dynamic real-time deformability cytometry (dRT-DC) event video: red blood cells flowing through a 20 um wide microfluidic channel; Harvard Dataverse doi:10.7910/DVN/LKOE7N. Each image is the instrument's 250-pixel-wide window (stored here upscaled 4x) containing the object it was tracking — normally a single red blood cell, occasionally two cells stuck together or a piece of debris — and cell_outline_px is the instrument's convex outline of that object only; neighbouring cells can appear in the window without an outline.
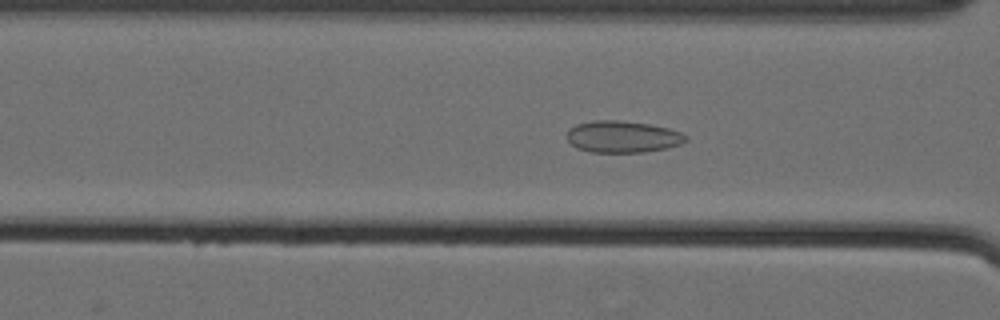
{"species": "Egyptian fruit bat (a non-hibernating species)", "species_latin": "Rousettus aegyptiacus", "temperature_condition": "cold", "stored_images_in_passage": 43, "camera_frame_rate_fps": 3000, "um_per_image_px": 0.085, "animal": {"sex": "female"}, "frame": {"image": 1, "passage_image": 10, "time_ms": 3.0, "image_size_px": [1000, 320], "cell_outline_px": [[688, 140], [680, 144], [668, 148], [644, 152], [588, 152], [576, 148], [564, 136], [568, 128], [576, 124], [592, 120], [616, 120], [648, 124], [668, 128], [680, 132], [688, 136]], "centroid_in_image_um": [52.88, 11.62], "position_along_channel_um": 113.7, "area_um2": 22.25}}
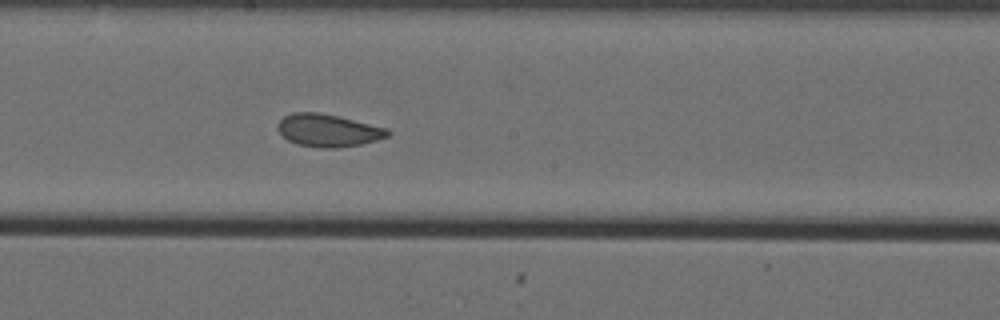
{"frame": {"image": 2, "passage_image": 19, "time_ms": 6.0, "image_size_px": [1000, 320], "cell_outline_px": [[392, 132], [388, 136], [376, 140], [360, 144], [336, 148], [320, 148], [296, 144], [288, 140], [276, 128], [276, 124], [284, 116], [292, 112], [316, 112], [336, 116], [388, 128]], "centroid_in_image_um": [27.87, 11.09], "position_along_channel_um": 220.3, "area_um2": 20.81}}
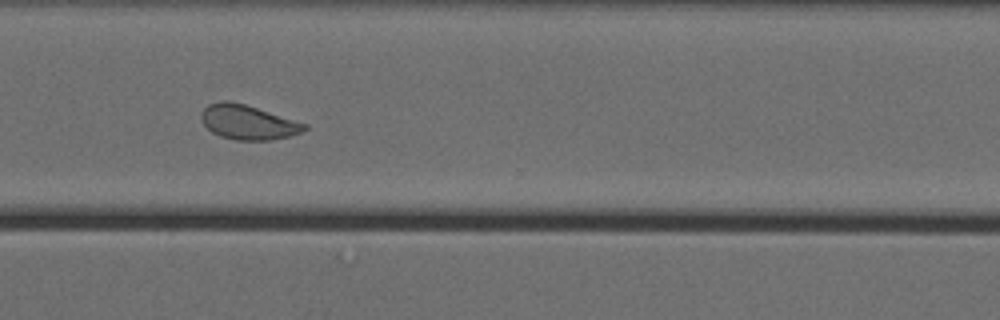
{"frame": {"image": 3, "passage_image": 30, "time_ms": 9.667, "image_size_px": [1000, 320], "cell_outline_px": [[308, 128], [300, 132], [288, 136], [272, 140], [236, 140], [220, 136], [212, 132], [200, 120], [200, 112], [208, 104], [220, 100], [228, 100], [244, 104], [308, 124]], "centroid_in_image_um": [21.04, 10.38], "position_along_channel_um": 349.6, "area_um2": 20.75}, "authors_computed_cell_mechanics": {"area_um2": 21.0392, "velocity_mm_per_s": 3.5373, "shape_relaxation_time_tau1_ms": null, "shape_relaxation_time_tau2_ms": 1.2642, "deformation_change_tau1": null, "deformation_change_tau2": 0.0621}}